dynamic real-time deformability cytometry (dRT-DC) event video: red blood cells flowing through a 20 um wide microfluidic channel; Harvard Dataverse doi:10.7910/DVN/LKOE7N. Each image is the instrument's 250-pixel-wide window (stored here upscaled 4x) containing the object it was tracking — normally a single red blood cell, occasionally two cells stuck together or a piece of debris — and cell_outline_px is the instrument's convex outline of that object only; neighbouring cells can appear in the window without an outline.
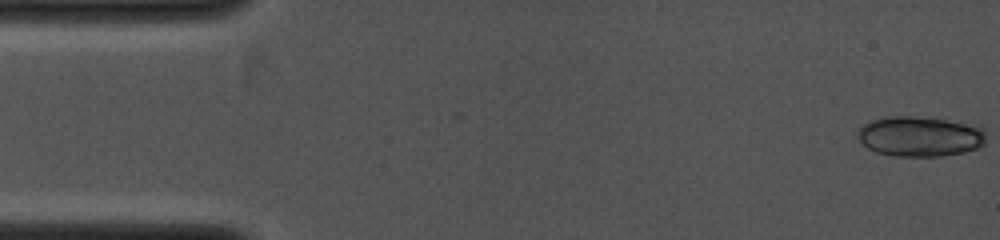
{"species": "common noctule bat (a hibernating species)", "species_latin": "Nyctalus noctula", "temperature_condition": "cold", "stored_images_in_passage": 3, "camera_frame_rate_fps": 4000, "um_per_image_px": 0.085, "animal": {"sex": "female", "body_mass_g": 19.0, "forearm_length_mm": 53.3}, "frame": {"image": 1, "passage_image": 1, "time_ms": 0.0, "image_size_px": [1000, 240], "cell_outline_px": [[984, 144], [980, 148], [964, 152], [940, 156], [892, 156], [876, 152], [868, 148], [860, 140], [860, 128], [864, 124], [872, 120], [884, 116], [916, 116], [980, 124], [984, 128]], "centroid_in_image_um": [78.26, 11.58], "position_along_channel_um": 6.7, "area_um2": 30.29}}